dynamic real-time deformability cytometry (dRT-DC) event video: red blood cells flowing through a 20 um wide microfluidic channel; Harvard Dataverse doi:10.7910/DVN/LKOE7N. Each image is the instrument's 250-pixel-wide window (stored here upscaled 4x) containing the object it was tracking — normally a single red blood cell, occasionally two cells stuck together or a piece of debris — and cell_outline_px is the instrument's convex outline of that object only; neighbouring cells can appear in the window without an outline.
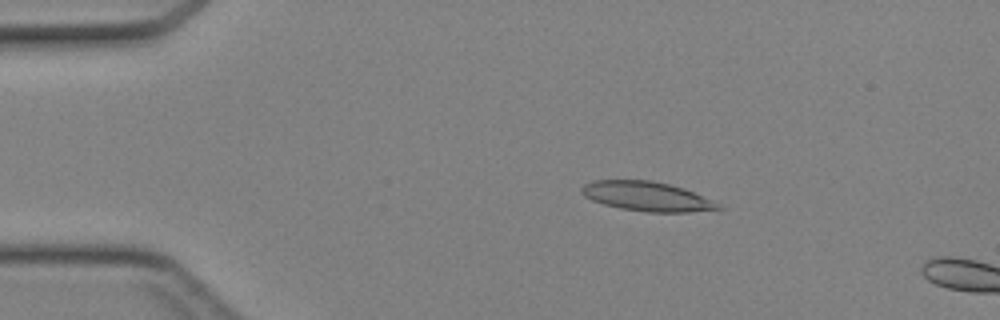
{"species": "Egyptian fruit bat (a non-hibernating species)", "species_latin": "Rousettus aegyptiacus", "temperature_condition": "cold", "stored_images_in_passage": 14, "camera_frame_rate_fps": 3000, "um_per_image_px": 0.085, "animal": {"sex": "female"}, "frame": {"image": 1, "passage_image": 8, "time_ms": 2.333, "image_size_px": [1000, 320], "cell_outline_px": [[724, 208], [688, 212], [648, 212], [620, 208], [604, 204], [592, 200], [584, 196], [580, 192], [580, 188], [584, 184], [592, 180], [648, 180], [668, 184], [684, 188], [720, 204]], "centroid_in_image_um": [54.94, 16.69], "position_along_channel_um": 30.1, "area_um2": 23.29}}